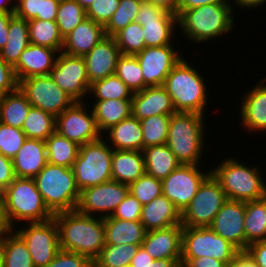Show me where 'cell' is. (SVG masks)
Listing matches in <instances>:
<instances>
[{
	"label": "cell",
	"instance_id": "63",
	"mask_svg": "<svg viewBox=\"0 0 266 267\" xmlns=\"http://www.w3.org/2000/svg\"><path fill=\"white\" fill-rule=\"evenodd\" d=\"M233 10L236 9V7L238 9L242 8V10L240 12H242L243 10H252L256 9L257 7H263L264 4H266V0H230ZM234 4V5H233ZM247 8V9H246Z\"/></svg>",
	"mask_w": 266,
	"mask_h": 267
},
{
	"label": "cell",
	"instance_id": "18",
	"mask_svg": "<svg viewBox=\"0 0 266 267\" xmlns=\"http://www.w3.org/2000/svg\"><path fill=\"white\" fill-rule=\"evenodd\" d=\"M257 82L251 89L244 91L238 109L240 127L251 136L257 131V134L263 135L266 132V77Z\"/></svg>",
	"mask_w": 266,
	"mask_h": 267
},
{
	"label": "cell",
	"instance_id": "70",
	"mask_svg": "<svg viewBox=\"0 0 266 267\" xmlns=\"http://www.w3.org/2000/svg\"><path fill=\"white\" fill-rule=\"evenodd\" d=\"M56 1H58V2H63V1H67V0H56Z\"/></svg>",
	"mask_w": 266,
	"mask_h": 267
},
{
	"label": "cell",
	"instance_id": "26",
	"mask_svg": "<svg viewBox=\"0 0 266 267\" xmlns=\"http://www.w3.org/2000/svg\"><path fill=\"white\" fill-rule=\"evenodd\" d=\"M140 222L147 231L181 224L180 210L163 194L142 206Z\"/></svg>",
	"mask_w": 266,
	"mask_h": 267
},
{
	"label": "cell",
	"instance_id": "37",
	"mask_svg": "<svg viewBox=\"0 0 266 267\" xmlns=\"http://www.w3.org/2000/svg\"><path fill=\"white\" fill-rule=\"evenodd\" d=\"M48 163L73 168L79 153V145L54 132L46 140Z\"/></svg>",
	"mask_w": 266,
	"mask_h": 267
},
{
	"label": "cell",
	"instance_id": "3",
	"mask_svg": "<svg viewBox=\"0 0 266 267\" xmlns=\"http://www.w3.org/2000/svg\"><path fill=\"white\" fill-rule=\"evenodd\" d=\"M187 59L183 56L165 78L162 86L170 95L176 112L206 116L207 105L211 101L208 98L211 92L208 89L209 84L204 81V75L196 68V64Z\"/></svg>",
	"mask_w": 266,
	"mask_h": 267
},
{
	"label": "cell",
	"instance_id": "35",
	"mask_svg": "<svg viewBox=\"0 0 266 267\" xmlns=\"http://www.w3.org/2000/svg\"><path fill=\"white\" fill-rule=\"evenodd\" d=\"M31 106L19 89L3 95L0 98V122L22 129Z\"/></svg>",
	"mask_w": 266,
	"mask_h": 267
},
{
	"label": "cell",
	"instance_id": "5",
	"mask_svg": "<svg viewBox=\"0 0 266 267\" xmlns=\"http://www.w3.org/2000/svg\"><path fill=\"white\" fill-rule=\"evenodd\" d=\"M206 119V116L198 113L176 112L171 115L166 145L180 164H204L203 160L207 156L205 145L208 142L205 140L208 132L206 128L210 130Z\"/></svg>",
	"mask_w": 266,
	"mask_h": 267
},
{
	"label": "cell",
	"instance_id": "39",
	"mask_svg": "<svg viewBox=\"0 0 266 267\" xmlns=\"http://www.w3.org/2000/svg\"><path fill=\"white\" fill-rule=\"evenodd\" d=\"M133 93L127 85L116 75L91 83L86 102L109 99L132 100Z\"/></svg>",
	"mask_w": 266,
	"mask_h": 267
},
{
	"label": "cell",
	"instance_id": "49",
	"mask_svg": "<svg viewBox=\"0 0 266 267\" xmlns=\"http://www.w3.org/2000/svg\"><path fill=\"white\" fill-rule=\"evenodd\" d=\"M120 0H95L86 10L88 19L105 26L117 10Z\"/></svg>",
	"mask_w": 266,
	"mask_h": 267
},
{
	"label": "cell",
	"instance_id": "8",
	"mask_svg": "<svg viewBox=\"0 0 266 267\" xmlns=\"http://www.w3.org/2000/svg\"><path fill=\"white\" fill-rule=\"evenodd\" d=\"M113 151L114 149L103 137L79 147L73 171L80 191L112 181Z\"/></svg>",
	"mask_w": 266,
	"mask_h": 267
},
{
	"label": "cell",
	"instance_id": "22",
	"mask_svg": "<svg viewBox=\"0 0 266 267\" xmlns=\"http://www.w3.org/2000/svg\"><path fill=\"white\" fill-rule=\"evenodd\" d=\"M121 55L114 37L106 36L84 56L90 83L115 75L116 63Z\"/></svg>",
	"mask_w": 266,
	"mask_h": 267
},
{
	"label": "cell",
	"instance_id": "65",
	"mask_svg": "<svg viewBox=\"0 0 266 267\" xmlns=\"http://www.w3.org/2000/svg\"><path fill=\"white\" fill-rule=\"evenodd\" d=\"M15 9L16 0H0V12L15 14Z\"/></svg>",
	"mask_w": 266,
	"mask_h": 267
},
{
	"label": "cell",
	"instance_id": "6",
	"mask_svg": "<svg viewBox=\"0 0 266 267\" xmlns=\"http://www.w3.org/2000/svg\"><path fill=\"white\" fill-rule=\"evenodd\" d=\"M0 198L4 218L10 229L20 223L43 222L54 217L45 205L33 178L15 177L0 194Z\"/></svg>",
	"mask_w": 266,
	"mask_h": 267
},
{
	"label": "cell",
	"instance_id": "61",
	"mask_svg": "<svg viewBox=\"0 0 266 267\" xmlns=\"http://www.w3.org/2000/svg\"><path fill=\"white\" fill-rule=\"evenodd\" d=\"M229 267H259L247 250H240L230 262Z\"/></svg>",
	"mask_w": 266,
	"mask_h": 267
},
{
	"label": "cell",
	"instance_id": "2",
	"mask_svg": "<svg viewBox=\"0 0 266 267\" xmlns=\"http://www.w3.org/2000/svg\"><path fill=\"white\" fill-rule=\"evenodd\" d=\"M236 17L232 4H207L184 10L178 16V31L195 45L220 41L234 31Z\"/></svg>",
	"mask_w": 266,
	"mask_h": 267
},
{
	"label": "cell",
	"instance_id": "30",
	"mask_svg": "<svg viewBox=\"0 0 266 267\" xmlns=\"http://www.w3.org/2000/svg\"><path fill=\"white\" fill-rule=\"evenodd\" d=\"M89 102L87 103L91 105L98 130L102 135L132 115L131 100L109 99Z\"/></svg>",
	"mask_w": 266,
	"mask_h": 267
},
{
	"label": "cell",
	"instance_id": "9",
	"mask_svg": "<svg viewBox=\"0 0 266 267\" xmlns=\"http://www.w3.org/2000/svg\"><path fill=\"white\" fill-rule=\"evenodd\" d=\"M13 230L24 240L34 267H45L61 250L59 229L54 218L43 222H27Z\"/></svg>",
	"mask_w": 266,
	"mask_h": 267
},
{
	"label": "cell",
	"instance_id": "48",
	"mask_svg": "<svg viewBox=\"0 0 266 267\" xmlns=\"http://www.w3.org/2000/svg\"><path fill=\"white\" fill-rule=\"evenodd\" d=\"M27 139L22 129L0 122V154L13 159Z\"/></svg>",
	"mask_w": 266,
	"mask_h": 267
},
{
	"label": "cell",
	"instance_id": "16",
	"mask_svg": "<svg viewBox=\"0 0 266 267\" xmlns=\"http://www.w3.org/2000/svg\"><path fill=\"white\" fill-rule=\"evenodd\" d=\"M129 193V185L109 181L80 191L76 210L82 214L105 218L112 216Z\"/></svg>",
	"mask_w": 266,
	"mask_h": 267
},
{
	"label": "cell",
	"instance_id": "66",
	"mask_svg": "<svg viewBox=\"0 0 266 267\" xmlns=\"http://www.w3.org/2000/svg\"><path fill=\"white\" fill-rule=\"evenodd\" d=\"M10 228L8 227L5 218H4V213H3V206H2V201L0 198V238L9 230Z\"/></svg>",
	"mask_w": 266,
	"mask_h": 267
},
{
	"label": "cell",
	"instance_id": "23",
	"mask_svg": "<svg viewBox=\"0 0 266 267\" xmlns=\"http://www.w3.org/2000/svg\"><path fill=\"white\" fill-rule=\"evenodd\" d=\"M59 51L44 46L30 44L14 66L17 80L32 76L50 75L54 68Z\"/></svg>",
	"mask_w": 266,
	"mask_h": 267
},
{
	"label": "cell",
	"instance_id": "47",
	"mask_svg": "<svg viewBox=\"0 0 266 267\" xmlns=\"http://www.w3.org/2000/svg\"><path fill=\"white\" fill-rule=\"evenodd\" d=\"M129 192L136 197L142 205L151 202L162 193V182L146 172L135 182L129 185Z\"/></svg>",
	"mask_w": 266,
	"mask_h": 267
},
{
	"label": "cell",
	"instance_id": "67",
	"mask_svg": "<svg viewBox=\"0 0 266 267\" xmlns=\"http://www.w3.org/2000/svg\"><path fill=\"white\" fill-rule=\"evenodd\" d=\"M77 1L85 10L94 2L95 0H75Z\"/></svg>",
	"mask_w": 266,
	"mask_h": 267
},
{
	"label": "cell",
	"instance_id": "17",
	"mask_svg": "<svg viewBox=\"0 0 266 267\" xmlns=\"http://www.w3.org/2000/svg\"><path fill=\"white\" fill-rule=\"evenodd\" d=\"M176 44L145 47L135 54L143 72L144 82L148 86H161L173 67L183 58Z\"/></svg>",
	"mask_w": 266,
	"mask_h": 267
},
{
	"label": "cell",
	"instance_id": "53",
	"mask_svg": "<svg viewBox=\"0 0 266 267\" xmlns=\"http://www.w3.org/2000/svg\"><path fill=\"white\" fill-rule=\"evenodd\" d=\"M156 19H178L176 14L165 11L161 7L155 6L147 1H142L139 12L136 16V22H150Z\"/></svg>",
	"mask_w": 266,
	"mask_h": 267
},
{
	"label": "cell",
	"instance_id": "55",
	"mask_svg": "<svg viewBox=\"0 0 266 267\" xmlns=\"http://www.w3.org/2000/svg\"><path fill=\"white\" fill-rule=\"evenodd\" d=\"M42 0H16L15 15L26 21L41 15Z\"/></svg>",
	"mask_w": 266,
	"mask_h": 267
},
{
	"label": "cell",
	"instance_id": "56",
	"mask_svg": "<svg viewBox=\"0 0 266 267\" xmlns=\"http://www.w3.org/2000/svg\"><path fill=\"white\" fill-rule=\"evenodd\" d=\"M15 179L13 170V161L0 154V194L10 185Z\"/></svg>",
	"mask_w": 266,
	"mask_h": 267
},
{
	"label": "cell",
	"instance_id": "19",
	"mask_svg": "<svg viewBox=\"0 0 266 267\" xmlns=\"http://www.w3.org/2000/svg\"><path fill=\"white\" fill-rule=\"evenodd\" d=\"M245 202L227 200L209 226L216 234L245 250Z\"/></svg>",
	"mask_w": 266,
	"mask_h": 267
},
{
	"label": "cell",
	"instance_id": "11",
	"mask_svg": "<svg viewBox=\"0 0 266 267\" xmlns=\"http://www.w3.org/2000/svg\"><path fill=\"white\" fill-rule=\"evenodd\" d=\"M226 201L227 197L220 183L210 174L181 213L182 226L209 227Z\"/></svg>",
	"mask_w": 266,
	"mask_h": 267
},
{
	"label": "cell",
	"instance_id": "25",
	"mask_svg": "<svg viewBox=\"0 0 266 267\" xmlns=\"http://www.w3.org/2000/svg\"><path fill=\"white\" fill-rule=\"evenodd\" d=\"M12 161L15 177L34 178L48 163L46 142L27 138Z\"/></svg>",
	"mask_w": 266,
	"mask_h": 267
},
{
	"label": "cell",
	"instance_id": "41",
	"mask_svg": "<svg viewBox=\"0 0 266 267\" xmlns=\"http://www.w3.org/2000/svg\"><path fill=\"white\" fill-rule=\"evenodd\" d=\"M115 75L132 93L142 91L148 85L144 82L141 65L135 55H120L117 59Z\"/></svg>",
	"mask_w": 266,
	"mask_h": 267
},
{
	"label": "cell",
	"instance_id": "1",
	"mask_svg": "<svg viewBox=\"0 0 266 267\" xmlns=\"http://www.w3.org/2000/svg\"><path fill=\"white\" fill-rule=\"evenodd\" d=\"M59 229L61 250L88 257L92 262L105 244L104 218L77 210L59 212L53 217Z\"/></svg>",
	"mask_w": 266,
	"mask_h": 267
},
{
	"label": "cell",
	"instance_id": "45",
	"mask_svg": "<svg viewBox=\"0 0 266 267\" xmlns=\"http://www.w3.org/2000/svg\"><path fill=\"white\" fill-rule=\"evenodd\" d=\"M142 0H120L117 10L104 26L106 36L114 37L119 31L136 20Z\"/></svg>",
	"mask_w": 266,
	"mask_h": 267
},
{
	"label": "cell",
	"instance_id": "51",
	"mask_svg": "<svg viewBox=\"0 0 266 267\" xmlns=\"http://www.w3.org/2000/svg\"><path fill=\"white\" fill-rule=\"evenodd\" d=\"M130 265L131 267H181V258L155 260L140 246Z\"/></svg>",
	"mask_w": 266,
	"mask_h": 267
},
{
	"label": "cell",
	"instance_id": "40",
	"mask_svg": "<svg viewBox=\"0 0 266 267\" xmlns=\"http://www.w3.org/2000/svg\"><path fill=\"white\" fill-rule=\"evenodd\" d=\"M56 117L42 109L31 106L22 130L29 139L45 141L55 132Z\"/></svg>",
	"mask_w": 266,
	"mask_h": 267
},
{
	"label": "cell",
	"instance_id": "28",
	"mask_svg": "<svg viewBox=\"0 0 266 267\" xmlns=\"http://www.w3.org/2000/svg\"><path fill=\"white\" fill-rule=\"evenodd\" d=\"M111 171L113 181L130 185L146 172L143 152L114 150Z\"/></svg>",
	"mask_w": 266,
	"mask_h": 267
},
{
	"label": "cell",
	"instance_id": "34",
	"mask_svg": "<svg viewBox=\"0 0 266 267\" xmlns=\"http://www.w3.org/2000/svg\"><path fill=\"white\" fill-rule=\"evenodd\" d=\"M245 250L248 245L266 241V197L245 202Z\"/></svg>",
	"mask_w": 266,
	"mask_h": 267
},
{
	"label": "cell",
	"instance_id": "10",
	"mask_svg": "<svg viewBox=\"0 0 266 267\" xmlns=\"http://www.w3.org/2000/svg\"><path fill=\"white\" fill-rule=\"evenodd\" d=\"M238 251L210 227H183L181 259L212 257L229 266Z\"/></svg>",
	"mask_w": 266,
	"mask_h": 267
},
{
	"label": "cell",
	"instance_id": "36",
	"mask_svg": "<svg viewBox=\"0 0 266 267\" xmlns=\"http://www.w3.org/2000/svg\"><path fill=\"white\" fill-rule=\"evenodd\" d=\"M137 23L142 26L144 31L145 47L166 46L176 41L178 19H156V21Z\"/></svg>",
	"mask_w": 266,
	"mask_h": 267
},
{
	"label": "cell",
	"instance_id": "44",
	"mask_svg": "<svg viewBox=\"0 0 266 267\" xmlns=\"http://www.w3.org/2000/svg\"><path fill=\"white\" fill-rule=\"evenodd\" d=\"M86 18V10L77 1L67 0L60 2L56 24L59 27L62 37H66Z\"/></svg>",
	"mask_w": 266,
	"mask_h": 267
},
{
	"label": "cell",
	"instance_id": "24",
	"mask_svg": "<svg viewBox=\"0 0 266 267\" xmlns=\"http://www.w3.org/2000/svg\"><path fill=\"white\" fill-rule=\"evenodd\" d=\"M105 37L104 26L86 18L64 37L62 52L70 56L84 57Z\"/></svg>",
	"mask_w": 266,
	"mask_h": 267
},
{
	"label": "cell",
	"instance_id": "52",
	"mask_svg": "<svg viewBox=\"0 0 266 267\" xmlns=\"http://www.w3.org/2000/svg\"><path fill=\"white\" fill-rule=\"evenodd\" d=\"M45 267H93V262L84 255L60 250Z\"/></svg>",
	"mask_w": 266,
	"mask_h": 267
},
{
	"label": "cell",
	"instance_id": "62",
	"mask_svg": "<svg viewBox=\"0 0 266 267\" xmlns=\"http://www.w3.org/2000/svg\"><path fill=\"white\" fill-rule=\"evenodd\" d=\"M14 14L0 12V51L4 48L8 40V29L10 18Z\"/></svg>",
	"mask_w": 266,
	"mask_h": 267
},
{
	"label": "cell",
	"instance_id": "21",
	"mask_svg": "<svg viewBox=\"0 0 266 267\" xmlns=\"http://www.w3.org/2000/svg\"><path fill=\"white\" fill-rule=\"evenodd\" d=\"M183 226L147 231L141 247L155 260L181 258Z\"/></svg>",
	"mask_w": 266,
	"mask_h": 267
},
{
	"label": "cell",
	"instance_id": "27",
	"mask_svg": "<svg viewBox=\"0 0 266 267\" xmlns=\"http://www.w3.org/2000/svg\"><path fill=\"white\" fill-rule=\"evenodd\" d=\"M102 137L114 150H143L142 126L132 115L112 126Z\"/></svg>",
	"mask_w": 266,
	"mask_h": 267
},
{
	"label": "cell",
	"instance_id": "46",
	"mask_svg": "<svg viewBox=\"0 0 266 267\" xmlns=\"http://www.w3.org/2000/svg\"><path fill=\"white\" fill-rule=\"evenodd\" d=\"M142 26L136 21L119 31L115 36L116 44L122 55H135L145 48Z\"/></svg>",
	"mask_w": 266,
	"mask_h": 267
},
{
	"label": "cell",
	"instance_id": "58",
	"mask_svg": "<svg viewBox=\"0 0 266 267\" xmlns=\"http://www.w3.org/2000/svg\"><path fill=\"white\" fill-rule=\"evenodd\" d=\"M207 4H231L230 0H178L177 16L184 10L193 9Z\"/></svg>",
	"mask_w": 266,
	"mask_h": 267
},
{
	"label": "cell",
	"instance_id": "68",
	"mask_svg": "<svg viewBox=\"0 0 266 267\" xmlns=\"http://www.w3.org/2000/svg\"><path fill=\"white\" fill-rule=\"evenodd\" d=\"M0 267H3L1 256H0Z\"/></svg>",
	"mask_w": 266,
	"mask_h": 267
},
{
	"label": "cell",
	"instance_id": "20",
	"mask_svg": "<svg viewBox=\"0 0 266 267\" xmlns=\"http://www.w3.org/2000/svg\"><path fill=\"white\" fill-rule=\"evenodd\" d=\"M132 116L139 120L155 115H173L176 113L167 90L161 86H148L133 93L131 100Z\"/></svg>",
	"mask_w": 266,
	"mask_h": 267
},
{
	"label": "cell",
	"instance_id": "64",
	"mask_svg": "<svg viewBox=\"0 0 266 267\" xmlns=\"http://www.w3.org/2000/svg\"><path fill=\"white\" fill-rule=\"evenodd\" d=\"M145 1L152 3L155 6L161 7L165 11L177 15L178 0H145Z\"/></svg>",
	"mask_w": 266,
	"mask_h": 267
},
{
	"label": "cell",
	"instance_id": "54",
	"mask_svg": "<svg viewBox=\"0 0 266 267\" xmlns=\"http://www.w3.org/2000/svg\"><path fill=\"white\" fill-rule=\"evenodd\" d=\"M18 89L14 67L6 63L0 56V98Z\"/></svg>",
	"mask_w": 266,
	"mask_h": 267
},
{
	"label": "cell",
	"instance_id": "50",
	"mask_svg": "<svg viewBox=\"0 0 266 267\" xmlns=\"http://www.w3.org/2000/svg\"><path fill=\"white\" fill-rule=\"evenodd\" d=\"M142 206L140 201L129 192L117 206L112 217L120 220L140 221Z\"/></svg>",
	"mask_w": 266,
	"mask_h": 267
},
{
	"label": "cell",
	"instance_id": "13",
	"mask_svg": "<svg viewBox=\"0 0 266 267\" xmlns=\"http://www.w3.org/2000/svg\"><path fill=\"white\" fill-rule=\"evenodd\" d=\"M204 166L207 167V165L204 164H181L166 178L161 180L163 195L166 196L181 213L190 204L199 186L211 174V169H204Z\"/></svg>",
	"mask_w": 266,
	"mask_h": 267
},
{
	"label": "cell",
	"instance_id": "31",
	"mask_svg": "<svg viewBox=\"0 0 266 267\" xmlns=\"http://www.w3.org/2000/svg\"><path fill=\"white\" fill-rule=\"evenodd\" d=\"M30 45L28 23L15 14L10 18L8 40L0 51L1 58L11 66H15L21 53Z\"/></svg>",
	"mask_w": 266,
	"mask_h": 267
},
{
	"label": "cell",
	"instance_id": "59",
	"mask_svg": "<svg viewBox=\"0 0 266 267\" xmlns=\"http://www.w3.org/2000/svg\"><path fill=\"white\" fill-rule=\"evenodd\" d=\"M246 250L255 259L259 267H266V241L251 243Z\"/></svg>",
	"mask_w": 266,
	"mask_h": 267
},
{
	"label": "cell",
	"instance_id": "7",
	"mask_svg": "<svg viewBox=\"0 0 266 267\" xmlns=\"http://www.w3.org/2000/svg\"><path fill=\"white\" fill-rule=\"evenodd\" d=\"M33 179L45 205L53 214L76 210L80 190L73 168L47 163Z\"/></svg>",
	"mask_w": 266,
	"mask_h": 267
},
{
	"label": "cell",
	"instance_id": "60",
	"mask_svg": "<svg viewBox=\"0 0 266 267\" xmlns=\"http://www.w3.org/2000/svg\"><path fill=\"white\" fill-rule=\"evenodd\" d=\"M59 4L56 0H42L41 15L35 19L56 21Z\"/></svg>",
	"mask_w": 266,
	"mask_h": 267
},
{
	"label": "cell",
	"instance_id": "69",
	"mask_svg": "<svg viewBox=\"0 0 266 267\" xmlns=\"http://www.w3.org/2000/svg\"><path fill=\"white\" fill-rule=\"evenodd\" d=\"M121 267H131V265L127 264V265H124V266H121Z\"/></svg>",
	"mask_w": 266,
	"mask_h": 267
},
{
	"label": "cell",
	"instance_id": "12",
	"mask_svg": "<svg viewBox=\"0 0 266 267\" xmlns=\"http://www.w3.org/2000/svg\"><path fill=\"white\" fill-rule=\"evenodd\" d=\"M18 89L33 107L57 116L75 101L53 81L50 75L32 76L18 81Z\"/></svg>",
	"mask_w": 266,
	"mask_h": 267
},
{
	"label": "cell",
	"instance_id": "38",
	"mask_svg": "<svg viewBox=\"0 0 266 267\" xmlns=\"http://www.w3.org/2000/svg\"><path fill=\"white\" fill-rule=\"evenodd\" d=\"M30 44L44 46L62 52L64 38L56 21L32 19L27 21Z\"/></svg>",
	"mask_w": 266,
	"mask_h": 267
},
{
	"label": "cell",
	"instance_id": "42",
	"mask_svg": "<svg viewBox=\"0 0 266 267\" xmlns=\"http://www.w3.org/2000/svg\"><path fill=\"white\" fill-rule=\"evenodd\" d=\"M141 245L106 244L99 256L93 261V267H121L130 264Z\"/></svg>",
	"mask_w": 266,
	"mask_h": 267
},
{
	"label": "cell",
	"instance_id": "4",
	"mask_svg": "<svg viewBox=\"0 0 266 267\" xmlns=\"http://www.w3.org/2000/svg\"><path fill=\"white\" fill-rule=\"evenodd\" d=\"M234 156H228L210 167L211 174L220 183L227 200L255 201L266 197V179L260 165L241 162Z\"/></svg>",
	"mask_w": 266,
	"mask_h": 267
},
{
	"label": "cell",
	"instance_id": "29",
	"mask_svg": "<svg viewBox=\"0 0 266 267\" xmlns=\"http://www.w3.org/2000/svg\"><path fill=\"white\" fill-rule=\"evenodd\" d=\"M105 244L141 245L147 230L140 221L120 220L108 216L104 218Z\"/></svg>",
	"mask_w": 266,
	"mask_h": 267
},
{
	"label": "cell",
	"instance_id": "33",
	"mask_svg": "<svg viewBox=\"0 0 266 267\" xmlns=\"http://www.w3.org/2000/svg\"><path fill=\"white\" fill-rule=\"evenodd\" d=\"M0 256L3 267H34L26 243L13 229L0 238Z\"/></svg>",
	"mask_w": 266,
	"mask_h": 267
},
{
	"label": "cell",
	"instance_id": "15",
	"mask_svg": "<svg viewBox=\"0 0 266 267\" xmlns=\"http://www.w3.org/2000/svg\"><path fill=\"white\" fill-rule=\"evenodd\" d=\"M50 76L75 102H86L91 83L84 57L60 52Z\"/></svg>",
	"mask_w": 266,
	"mask_h": 267
},
{
	"label": "cell",
	"instance_id": "14",
	"mask_svg": "<svg viewBox=\"0 0 266 267\" xmlns=\"http://www.w3.org/2000/svg\"><path fill=\"white\" fill-rule=\"evenodd\" d=\"M87 102H75L56 116L55 131L79 146L102 137L94 113Z\"/></svg>",
	"mask_w": 266,
	"mask_h": 267
},
{
	"label": "cell",
	"instance_id": "57",
	"mask_svg": "<svg viewBox=\"0 0 266 267\" xmlns=\"http://www.w3.org/2000/svg\"><path fill=\"white\" fill-rule=\"evenodd\" d=\"M181 267H229L224 261L212 257L181 259Z\"/></svg>",
	"mask_w": 266,
	"mask_h": 267
},
{
	"label": "cell",
	"instance_id": "32",
	"mask_svg": "<svg viewBox=\"0 0 266 267\" xmlns=\"http://www.w3.org/2000/svg\"><path fill=\"white\" fill-rule=\"evenodd\" d=\"M146 173L164 179L181 164L166 145H155L143 148Z\"/></svg>",
	"mask_w": 266,
	"mask_h": 267
},
{
	"label": "cell",
	"instance_id": "43",
	"mask_svg": "<svg viewBox=\"0 0 266 267\" xmlns=\"http://www.w3.org/2000/svg\"><path fill=\"white\" fill-rule=\"evenodd\" d=\"M171 115H155L140 120L143 148L166 144Z\"/></svg>",
	"mask_w": 266,
	"mask_h": 267
}]
</instances>
